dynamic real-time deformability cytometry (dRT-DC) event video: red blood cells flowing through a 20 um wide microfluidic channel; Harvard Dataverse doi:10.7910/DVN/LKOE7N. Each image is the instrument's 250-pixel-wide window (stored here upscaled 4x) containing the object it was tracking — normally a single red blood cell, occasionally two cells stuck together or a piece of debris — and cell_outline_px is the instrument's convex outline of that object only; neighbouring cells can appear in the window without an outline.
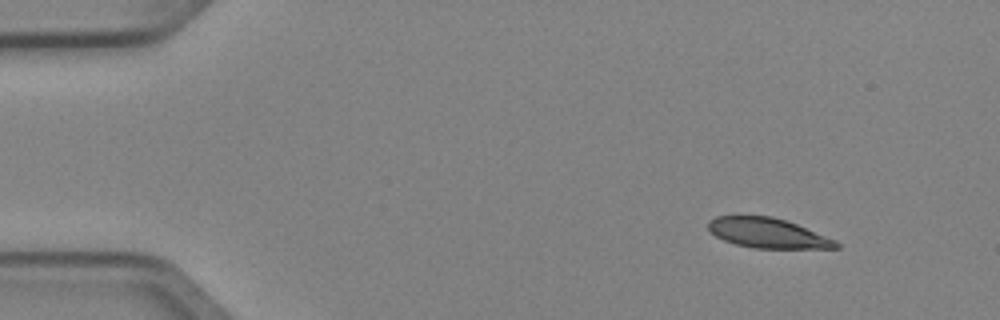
{"species": "Egyptian fruit bat (a non-hibernating species)", "species_latin": "Rousettus aegyptiacus", "temperature_condition": "cold", "stored_images_in_passage": 6, "camera_frame_rate_fps": 3000, "um_per_image_px": 0.085, "animal": {"sex": "female"}, "frame": {"image": 1, "passage_image": 1, "time_ms": 0.0, "image_size_px": [1000, 320], "cell_outline_px": [[840, 248], [752, 248], [736, 244], [724, 240], [716, 236], [708, 228], [708, 220], [716, 216], [772, 216], [796, 224], [836, 240], [840, 244]], "centroid_in_image_um": [65.25, 19.81], "position_along_channel_um": 19.8, "area_um2": 22.08}}
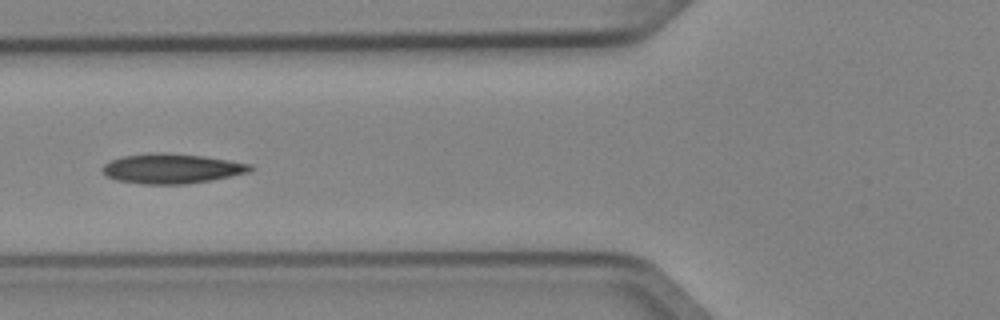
{"frame": {"image": 2, "passage_image": 5, "time_ms": 1.333, "image_size_px": [1000, 320], "cell_outline_px": [[252, 168], [248, 172], [212, 180], [188, 184], [140, 184], [116, 180], [108, 176], [100, 168], [104, 164], [112, 160], [124, 156], [148, 152], [160, 152], [204, 156], [252, 164]], "centroid_in_image_um": [14.57, 14.33], "position_along_channel_um": 111.2, "area_um2": 25.66}}
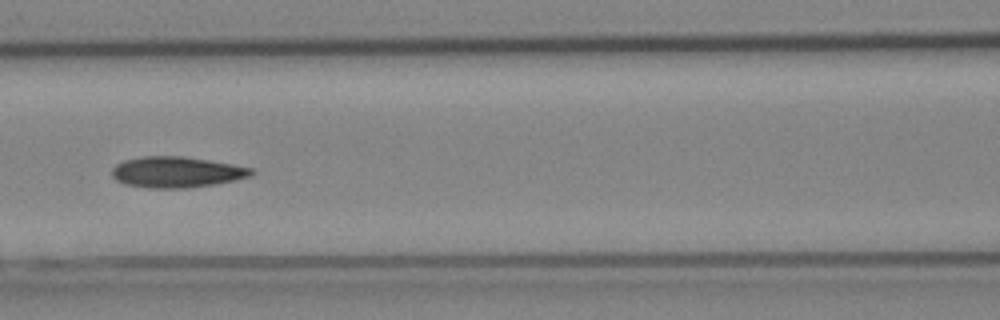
{"frame": {"image": 3, "passage_image": 6, "time_ms": 1.667, "image_size_px": [1000, 320], "cell_outline_px": [[256, 172], [252, 176], [212, 184], [184, 188], [148, 188], [124, 184], [116, 180], [112, 176], [112, 168], [116, 164], [124, 160], [144, 156], [184, 156], [232, 164], [252, 168]], "centroid_in_image_um": [14.98, 14.62], "position_along_channel_um": 151.6, "area_um2": 25.03}}